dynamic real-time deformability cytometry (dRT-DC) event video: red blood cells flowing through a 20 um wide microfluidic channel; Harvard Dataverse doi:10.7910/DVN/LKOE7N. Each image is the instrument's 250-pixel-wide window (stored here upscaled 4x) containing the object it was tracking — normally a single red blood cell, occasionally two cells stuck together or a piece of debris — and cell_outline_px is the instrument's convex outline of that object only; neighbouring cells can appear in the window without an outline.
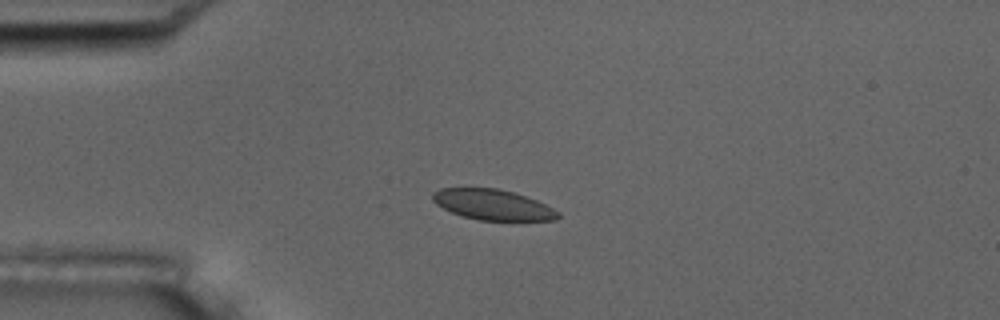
{"species": "common noctule bat (a hibernating species)", "species_latin": "Nyctalus noctula", "temperature_condition": "room temperature", "stored_images_in_passage": 3, "camera_frame_rate_fps": 3000, "um_per_image_px": 0.085, "animal": {"sex": "male", "body_mass_g": 17.5, "forearm_length_mm": 52.3}, "frame": {"image": 1, "passage_image": 1, "time_ms": 0.0, "image_size_px": [1000, 320], "cell_outline_px": [[560, 216], [556, 220], [476, 220], [460, 216], [436, 204], [432, 200], [432, 192], [440, 188], [496, 188], [512, 192], [536, 200], [560, 212]], "centroid_in_image_um": [41.85, 17.4], "position_along_channel_um": 43.1, "area_um2": 22.2}}